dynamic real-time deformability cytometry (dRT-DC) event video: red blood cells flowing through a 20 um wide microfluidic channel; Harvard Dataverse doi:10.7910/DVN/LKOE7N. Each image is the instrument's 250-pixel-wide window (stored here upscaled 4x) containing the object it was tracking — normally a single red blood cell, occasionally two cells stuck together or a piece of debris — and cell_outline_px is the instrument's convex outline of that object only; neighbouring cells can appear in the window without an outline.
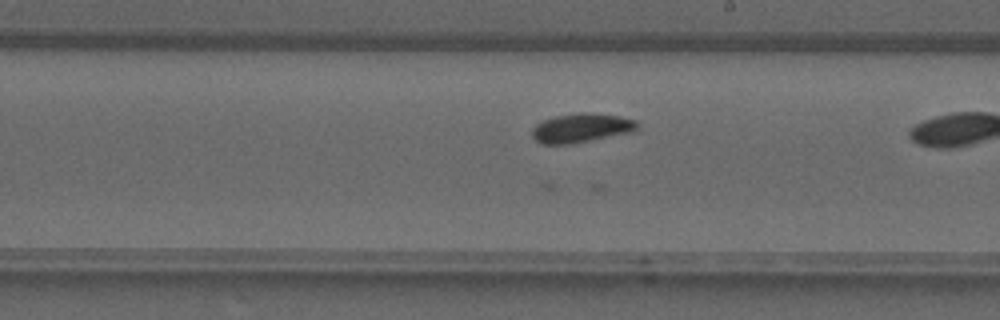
{"species": "common noctule bat (a hibernating species)", "species_latin": "Nyctalus noctula", "temperature_condition": "warm", "stored_images_in_passage": 17, "camera_frame_rate_fps": 3000, "um_per_image_px": 0.085, "animal": {"sex": "male", "forearm_length_mm": 52.5}, "frame": {"image": 1, "passage_image": 16, "time_ms": 5.0, "image_size_px": [1000, 320], "cell_outline_px": [[636, 128], [628, 132], [572, 144], [544, 144], [536, 140], [532, 136], [532, 128], [536, 124], [544, 120], [556, 116], [580, 112], [592, 112], [620, 116], [636, 120]], "centroid_in_image_um": [49.36, 10.86], "position_along_channel_um": 239.6, "area_um2": 17.57}}